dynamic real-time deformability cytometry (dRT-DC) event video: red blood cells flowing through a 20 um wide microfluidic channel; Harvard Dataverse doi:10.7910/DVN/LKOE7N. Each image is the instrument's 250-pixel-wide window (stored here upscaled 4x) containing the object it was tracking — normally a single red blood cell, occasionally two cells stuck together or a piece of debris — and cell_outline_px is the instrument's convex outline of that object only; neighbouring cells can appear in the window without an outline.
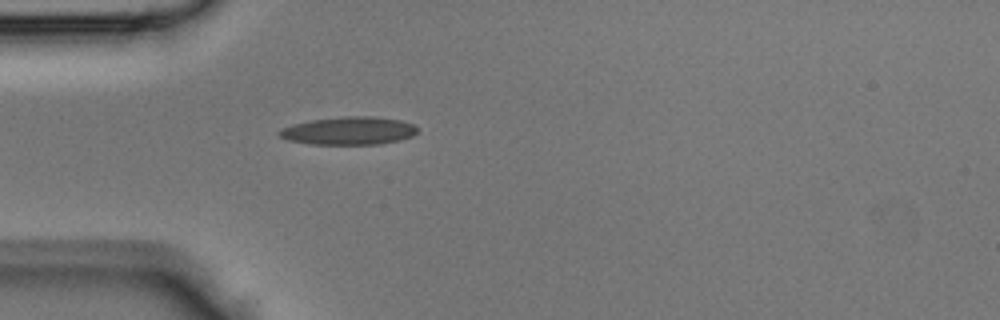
{"species": "Egyptian fruit bat (a non-hibernating species)", "species_latin": "Rousettus aegyptiacus", "temperature_condition": "room temperature", "stored_images_in_passage": 32, "camera_frame_rate_fps": 3000, "um_per_image_px": 0.085, "animal": {"sex": "male"}, "frame": {"image": 1, "passage_image": 1, "time_ms": 0.0, "image_size_px": [1000, 320], "cell_outline_px": [[416, 132], [412, 136], [400, 140], [380, 144], [312, 144], [288, 140], [280, 136], [276, 132], [280, 128], [292, 124], [312, 120], [344, 116], [372, 116], [400, 120], [416, 124]], "centroid_in_image_um": [29.64, 11.11], "position_along_channel_um": 55.4, "area_um2": 22.54}}
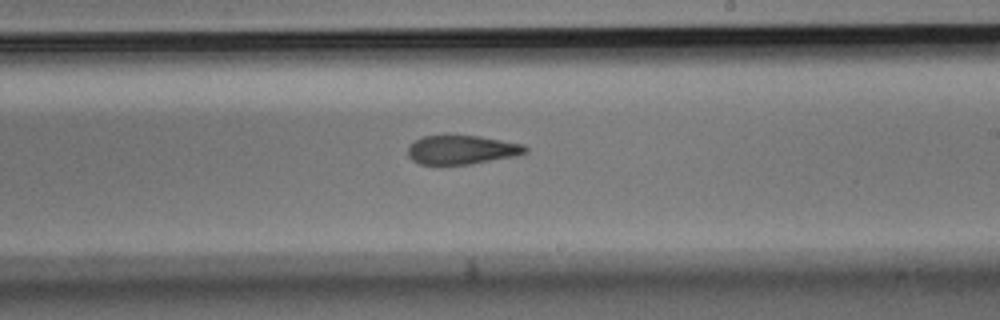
{"frame": {"image": 2, "passage_image": 14, "time_ms": 4.333, "image_size_px": [1000, 320], "cell_outline_px": [[528, 152], [516, 156], [468, 164], [420, 164], [412, 160], [408, 156], [408, 144], [424, 136], [444, 132], [480, 136], [524, 144], [528, 148]], "centroid_in_image_um": [39.22, 12.68], "position_along_channel_um": 249.8, "area_um2": 20.52}}
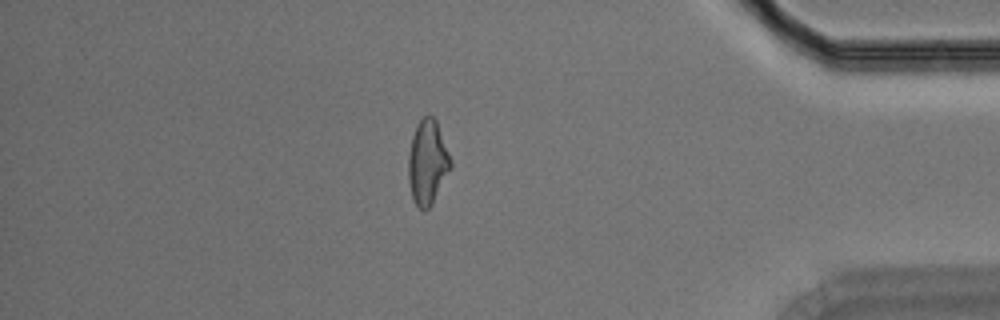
{"frame": {"image": 3, "passage_image": 26, "time_ms": 8.333, "image_size_px": [1000, 320], "cell_outline_px": [[452, 168], [432, 204], [424, 212], [412, 200], [408, 180], [408, 156], [412, 136], [416, 124], [428, 112], [436, 120], [452, 160]], "centroid_in_image_um": [36.34, 13.8], "position_along_channel_um": 398.9, "area_um2": 21.15}}